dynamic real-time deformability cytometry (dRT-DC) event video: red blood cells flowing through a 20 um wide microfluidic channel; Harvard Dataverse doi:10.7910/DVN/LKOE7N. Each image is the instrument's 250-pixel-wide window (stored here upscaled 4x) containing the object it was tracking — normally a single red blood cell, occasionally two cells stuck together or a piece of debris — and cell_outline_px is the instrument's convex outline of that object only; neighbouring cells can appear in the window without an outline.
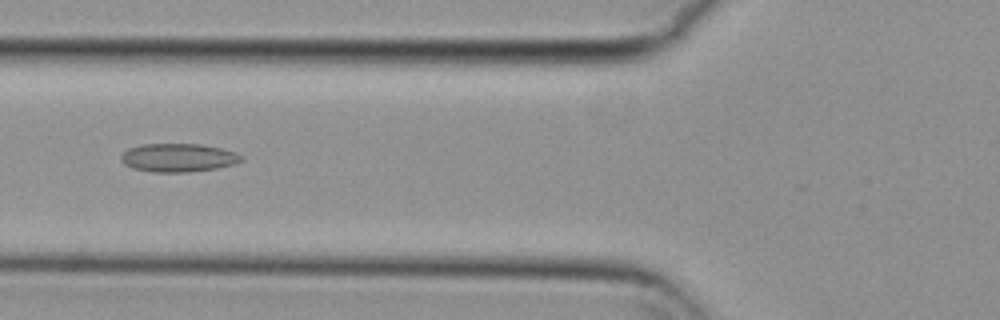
{"species": "common noctule bat (a hibernating species)", "species_latin": "Nyctalus noctula", "temperature_condition": "cold", "stored_images_in_passage": 42, "segment_of_instrument_passage": [1, 2], "camera_frame_rate_fps": 3000, "um_per_image_px": 0.085, "animal": {"sex": "female", "body_mass_g": 29.2, "forearm_length_mm": 56.3}, "frame": {"image": 1, "passage_image": 9, "time_ms": 2.667, "image_size_px": [1000, 320], "cell_outline_px": [[244, 160], [236, 164], [216, 168], [188, 172], [152, 172], [132, 168], [124, 164], [120, 160], [120, 156], [128, 148], [144, 144], [200, 144], [220, 148], [236, 152], [244, 156]], "centroid_in_image_um": [15.17, 13.4], "position_along_channel_um": 110.6, "area_um2": 20.06}}
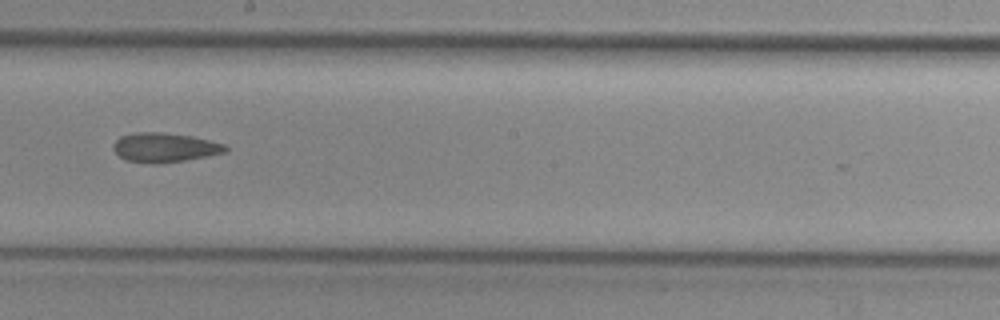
{"frame": {"image": 2, "passage_image": 19, "time_ms": 6.0, "image_size_px": [1000, 320], "cell_outline_px": [[228, 152], [208, 156], [160, 164], [152, 164], [124, 160], [112, 148], [112, 144], [120, 136], [136, 132], [160, 132], [192, 136], [224, 144], [228, 148]], "centroid_in_image_um": [13.98, 12.54], "position_along_channel_um": 234.2, "area_um2": 19.31}}
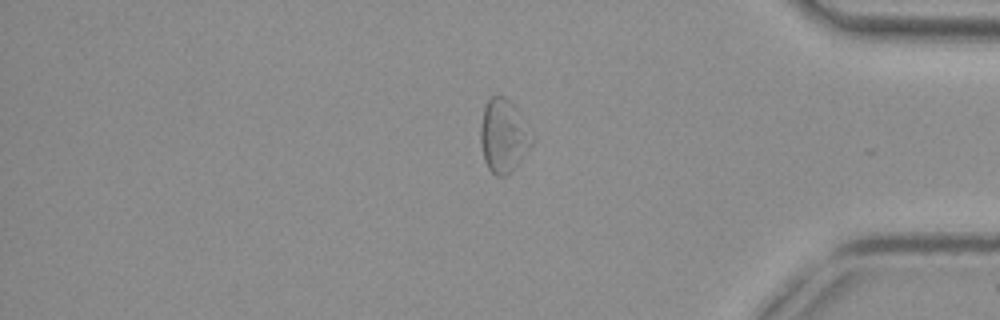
{"frame": {"image": 3, "passage_image": 34, "time_ms": 11.0, "image_size_px": [1000, 320], "cell_outline_px": [[532, 144], [512, 172], [504, 176], [496, 176], [488, 168], [484, 160], [480, 144], [480, 124], [484, 108], [488, 100], [492, 96], [504, 96], [516, 108], [532, 140]], "centroid_in_image_um": [42.74, 11.58], "position_along_channel_um": 392.5, "area_um2": 21.44}}